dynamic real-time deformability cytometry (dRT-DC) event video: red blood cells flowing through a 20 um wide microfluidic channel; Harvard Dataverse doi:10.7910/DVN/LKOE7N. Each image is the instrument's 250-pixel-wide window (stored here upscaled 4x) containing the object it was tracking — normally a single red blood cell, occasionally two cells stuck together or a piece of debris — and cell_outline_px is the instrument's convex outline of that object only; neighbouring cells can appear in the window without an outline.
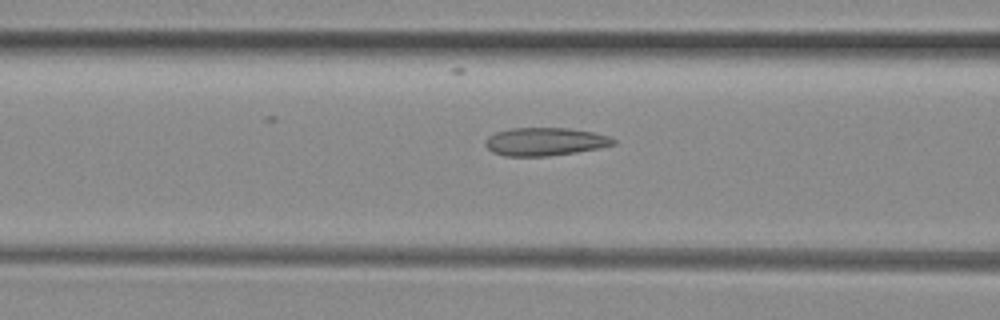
{"species": "common noctule bat (a hibernating species)", "species_latin": "Nyctalus noctula", "temperature_condition": "room temperature", "stored_images_in_passage": 36, "camera_frame_rate_fps": 3000, "um_per_image_px": 0.085, "animal": {"sex": "female", "body_mass_g": 29.2, "forearm_length_mm": 56.3}, "frame": {"image": 1, "passage_image": 15, "time_ms": 4.667, "image_size_px": [1000, 320], "cell_outline_px": [[616, 144], [600, 148], [576, 152], [548, 156], [504, 156], [492, 152], [484, 144], [484, 140], [488, 136], [496, 132], [512, 128], [568, 128], [592, 132], [608, 136], [616, 140]], "centroid_in_image_um": [46.3, 12.04], "position_along_channel_um": 120.3, "area_um2": 20.98}}
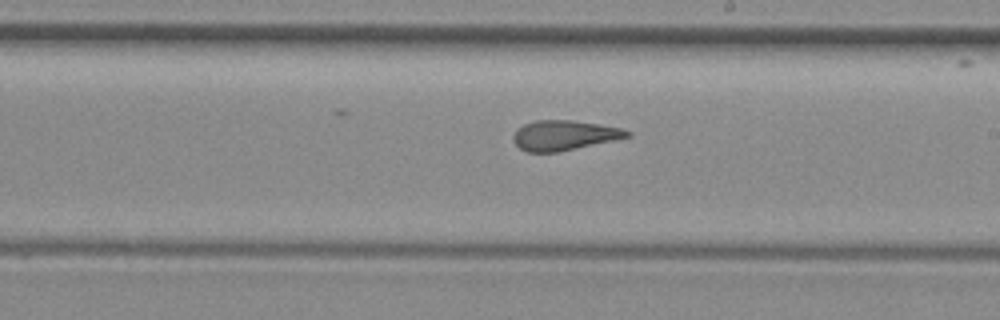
{"frame": {"image": 2, "passage_image": 24, "time_ms": 7.667, "image_size_px": [1000, 320], "cell_outline_px": [[632, 136], [556, 152], [528, 152], [520, 148], [512, 140], [512, 136], [516, 128], [524, 124], [536, 120], [572, 120], [600, 124], [620, 128], [632, 132]], "centroid_in_image_um": [47.92, 11.49], "position_along_channel_um": 241.1, "area_um2": 19.77}}
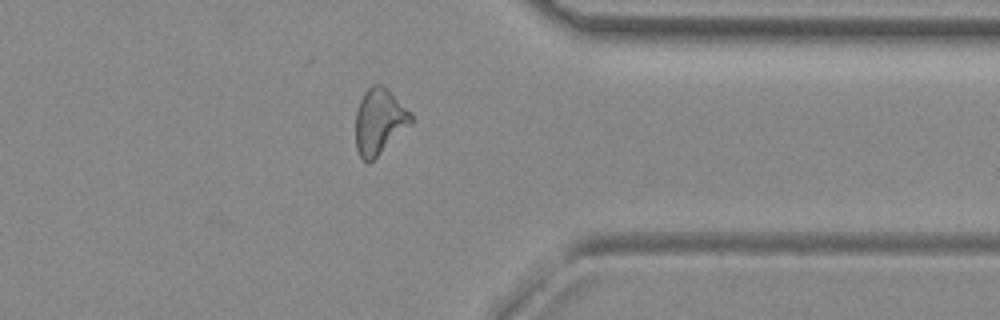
{"frame": {"image": 3, "passage_image": 35, "time_ms": 11.333, "image_size_px": [1000, 320], "cell_outline_px": [[412, 124], [368, 164], [360, 156], [356, 148], [356, 112], [360, 100], [364, 92], [372, 84], [380, 84], [388, 88], [412, 116]], "centroid_in_image_um": [32.23, 10.31], "position_along_channel_um": 379.2, "area_um2": 20.98}}